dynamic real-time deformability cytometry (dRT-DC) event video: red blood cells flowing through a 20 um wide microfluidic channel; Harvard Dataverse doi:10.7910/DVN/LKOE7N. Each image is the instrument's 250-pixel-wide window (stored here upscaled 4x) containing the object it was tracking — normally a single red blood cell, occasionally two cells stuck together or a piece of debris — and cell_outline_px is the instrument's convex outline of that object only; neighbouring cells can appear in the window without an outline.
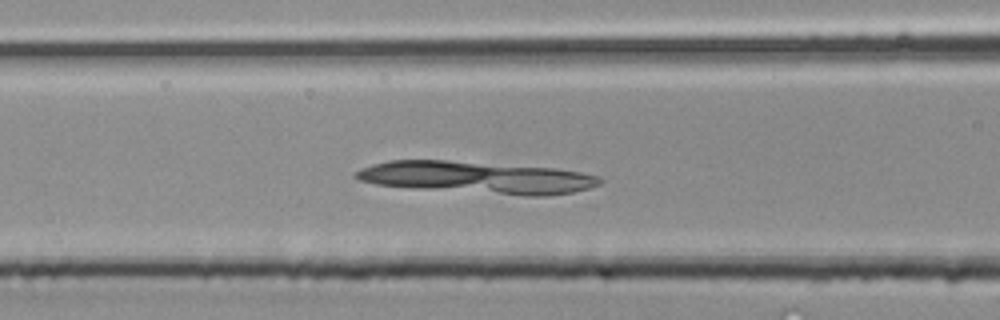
{"species": "common noctule bat (a hibernating species)", "species_latin": "Nyctalus noctula", "temperature_condition": "room temperature", "stored_images_in_passage": 11, "camera_frame_rate_fps": 3000, "um_per_image_px": 0.085, "animal": {"sex": "male", "body_mass_g": 20.4}, "frame": {"image": 1, "passage_image": 8, "time_ms": 2.333, "image_size_px": [1000, 320], "cell_outline_px": [[604, 180], [600, 184], [588, 188], [572, 192], [544, 196], [524, 196], [412, 188], [376, 184], [360, 180], [352, 176], [360, 168], [372, 164], [388, 160], [444, 160], [556, 168], [580, 172], [600, 176]], "centroid_in_image_um": [40.54, 15.08], "position_along_channel_um": 126.1, "area_um2": 45.72}}
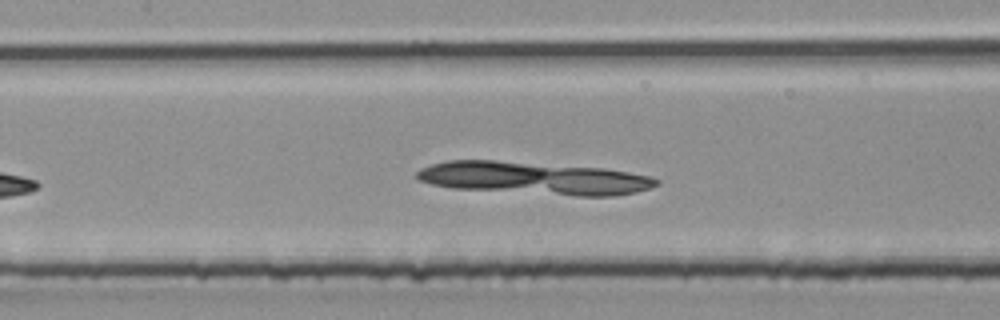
{"frame": {"image": 2, "passage_image": 10, "time_ms": 3.0, "image_size_px": [1000, 320], "cell_outline_px": [[660, 184], [648, 188], [632, 192], [612, 196], [576, 196], [452, 188], [432, 184], [420, 180], [416, 176], [416, 172], [420, 168], [432, 164], [448, 160], [496, 160], [604, 168], [652, 176], [660, 180]], "centroid_in_image_um": [45.39, 15.14], "position_along_channel_um": 162.0, "area_um2": 45.49}}